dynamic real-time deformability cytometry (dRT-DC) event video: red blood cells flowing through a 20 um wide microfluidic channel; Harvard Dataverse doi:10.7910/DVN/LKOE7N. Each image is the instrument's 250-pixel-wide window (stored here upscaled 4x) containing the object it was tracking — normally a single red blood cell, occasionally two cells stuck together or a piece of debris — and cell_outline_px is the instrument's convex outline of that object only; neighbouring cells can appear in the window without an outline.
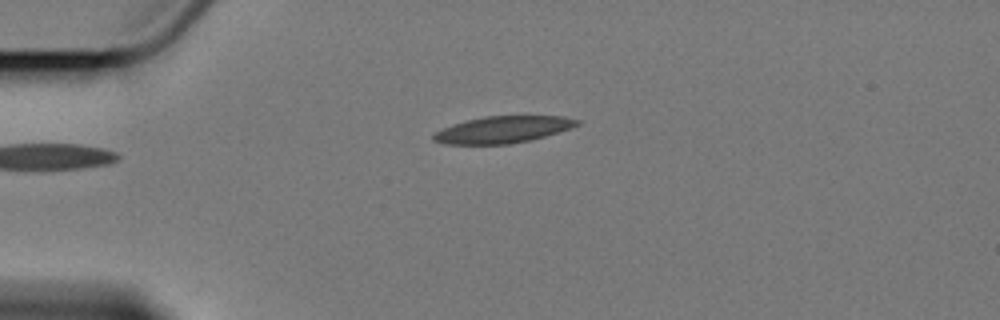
{"species": "Egyptian fruit bat (a non-hibernating species)", "species_latin": "Rousettus aegyptiacus", "temperature_condition": "cold", "stored_images_in_passage": 3, "camera_frame_rate_fps": 3000, "um_per_image_px": 0.085, "animal": {"sex": "female"}, "frame": {"image": 1, "passage_image": 3, "time_ms": 2.333, "image_size_px": [1000, 320], "cell_outline_px": [[580, 124], [572, 128], [532, 140], [508, 144], [444, 144], [432, 140], [432, 132], [468, 120], [484, 116], [564, 116], [580, 120]], "centroid_in_image_um": [42.76, 11.02], "position_along_channel_um": 42.2, "area_um2": 22.43}}